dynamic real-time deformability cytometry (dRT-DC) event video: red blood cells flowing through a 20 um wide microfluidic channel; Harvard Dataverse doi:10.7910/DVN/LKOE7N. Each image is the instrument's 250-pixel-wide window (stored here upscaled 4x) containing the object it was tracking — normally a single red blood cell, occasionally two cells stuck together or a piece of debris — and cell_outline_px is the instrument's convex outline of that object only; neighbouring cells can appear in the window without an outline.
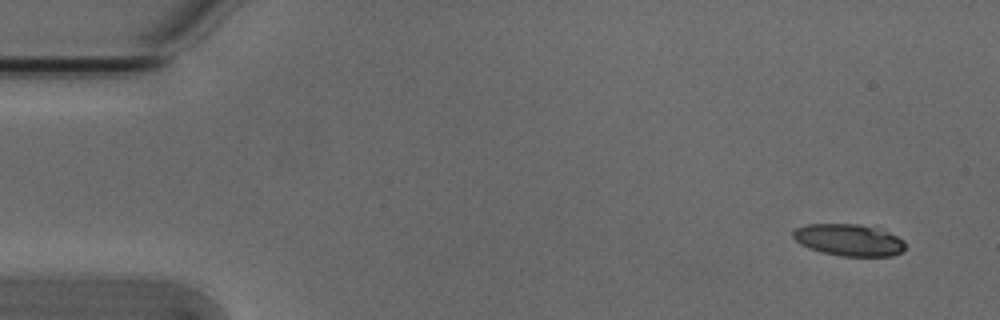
{"species": "Egyptian fruit bat (a non-hibernating species)", "species_latin": "Rousettus aegyptiacus", "temperature_condition": "cold", "stored_images_in_passage": 35, "camera_frame_rate_fps": 3000, "um_per_image_px": 0.085, "animal": {"sex": "male"}, "frame": {"image": 1, "passage_image": 1, "time_ms": 0.0, "image_size_px": [1000, 320], "cell_outline_px": [[904, 248], [900, 252], [892, 256], [844, 256], [820, 252], [808, 248], [800, 244], [792, 236], [792, 232], [796, 228], [808, 224], [860, 224], [888, 232], [904, 240]], "centroid_in_image_um": [72.12, 20.4], "position_along_channel_um": 12.9, "area_um2": 20.69}}
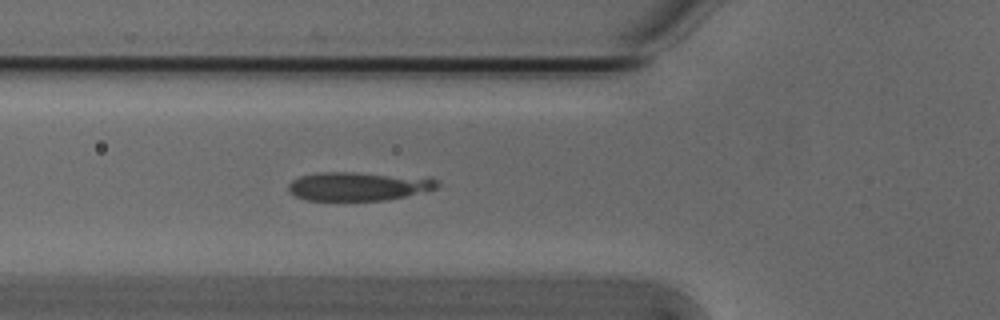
{"frame": {"image": 2, "passage_image": 17, "time_ms": 5.333, "image_size_px": [1000, 320], "cell_outline_px": [[440, 184], [436, 188], [388, 200], [304, 200], [288, 192], [288, 184], [292, 180], [300, 176], [320, 172], [356, 172], [432, 176], [440, 180]], "centroid_in_image_um": [30.53, 15.81], "position_along_channel_um": 95.3, "area_um2": 25.43}}
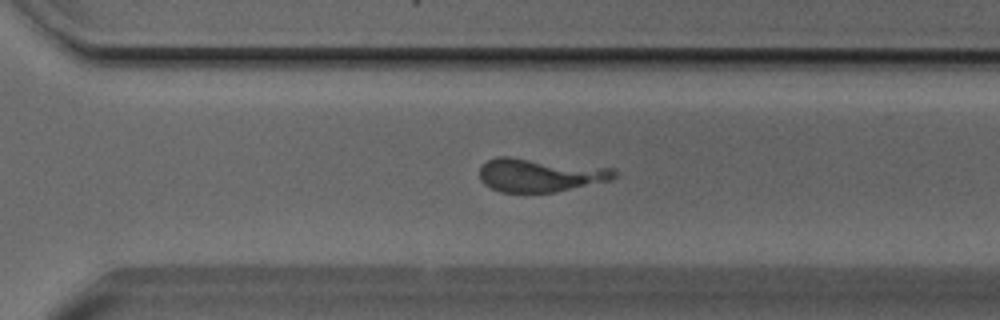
{"frame": {"image": 3, "passage_image": 35, "time_ms": 11.333, "image_size_px": [1000, 320], "cell_outline_px": [[616, 176], [612, 180], [556, 192], [500, 192], [484, 184], [480, 180], [480, 168], [488, 160], [496, 156], [508, 156], [612, 168], [616, 172]], "centroid_in_image_um": [45.89, 14.88], "position_along_channel_um": 324.7, "area_um2": 26.3}}